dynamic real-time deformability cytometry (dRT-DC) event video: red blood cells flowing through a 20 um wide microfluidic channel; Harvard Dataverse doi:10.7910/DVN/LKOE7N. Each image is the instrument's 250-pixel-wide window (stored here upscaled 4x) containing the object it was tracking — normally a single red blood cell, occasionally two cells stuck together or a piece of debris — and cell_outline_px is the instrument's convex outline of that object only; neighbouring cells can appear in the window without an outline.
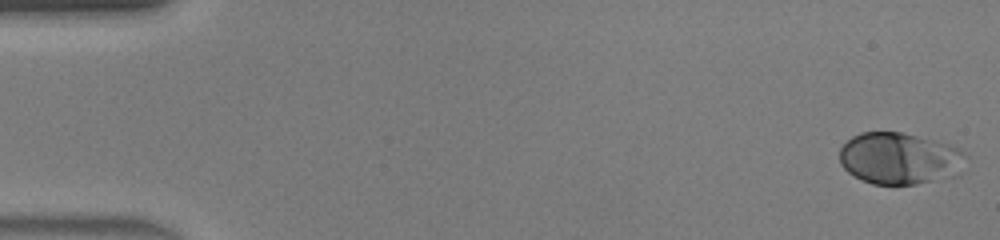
{"species": "human", "species_latin": "Homo sapiens", "temperature_condition": "warm", "stored_images_in_passage": 46, "camera_frame_rate_fps": 3000, "um_per_image_px": 0.085, "donor": {"sex": "male"}, "frame": {"image": 1, "passage_image": 1, "time_ms": 0.0, "image_size_px": [1000, 240], "cell_outline_px": [[968, 156], [928, 180], [916, 184], [872, 184], [848, 172], [840, 164], [840, 148], [852, 136], [860, 132], [900, 132], [948, 144], [960, 148]], "centroid_in_image_um": [76.23, 13.4], "position_along_channel_um": 8.8, "area_um2": 35.89}}
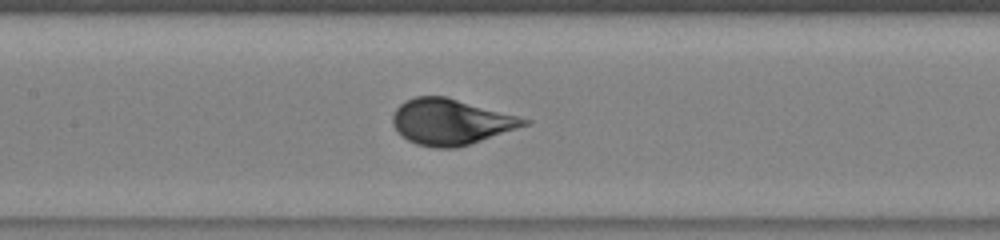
{"frame": {"image": 2, "passage_image": 22, "time_ms": 7.0, "image_size_px": [1000, 240], "cell_outline_px": [[532, 124], [456, 148], [436, 148], [416, 144], [408, 140], [396, 132], [392, 124], [392, 116], [396, 108], [404, 100], [416, 96], [444, 96], [520, 116], [532, 120]], "centroid_in_image_um": [38.32, 10.36], "position_along_channel_um": 169.1, "area_um2": 35.26}}
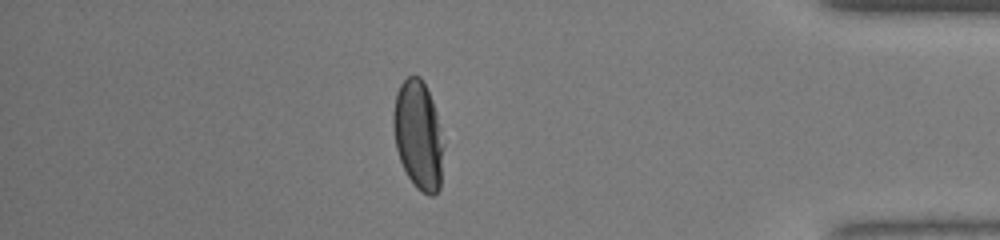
{"frame": {"image": 3, "passage_image": 40, "time_ms": 13.0, "image_size_px": [1000, 240], "cell_outline_px": [[444, 148], [440, 188], [432, 196], [428, 196], [416, 188], [408, 176], [400, 160], [396, 148], [392, 124], [392, 112], [396, 92], [400, 84], [408, 76], [420, 76], [432, 100], [436, 112], [444, 144]], "centroid_in_image_um": [35.55, 11.5], "position_along_channel_um": 399.7, "area_um2": 32.08}, "authors_computed_cell_mechanics": {"area_um2": 35.1424, "velocity_mm_per_s": 4.4388, "shape_relaxation_time_tau1_ms": 3.0074, "shape_relaxation_time_tau2_ms": null, "deformation_change_tau1": 0.1742, "deformation_change_tau2": null}}